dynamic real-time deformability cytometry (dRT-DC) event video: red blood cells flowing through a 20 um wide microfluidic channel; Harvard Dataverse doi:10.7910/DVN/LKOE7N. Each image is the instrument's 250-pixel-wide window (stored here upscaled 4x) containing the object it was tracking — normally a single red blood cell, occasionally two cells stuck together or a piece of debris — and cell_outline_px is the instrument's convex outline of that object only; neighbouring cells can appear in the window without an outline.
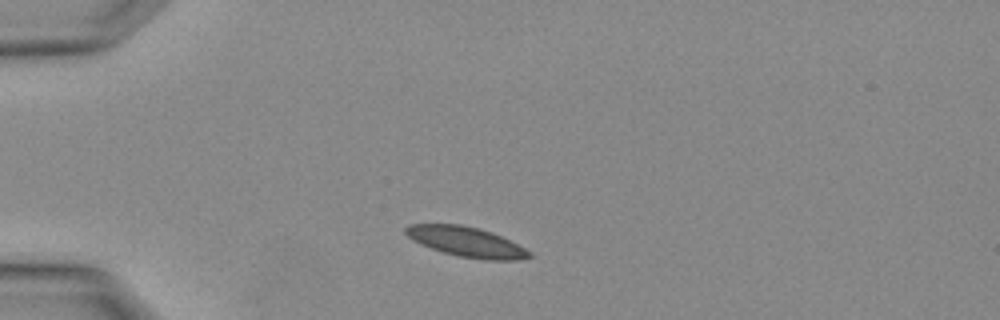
{"species": "Egyptian fruit bat (a non-hibernating species)", "species_latin": "Rousettus aegyptiacus", "temperature_condition": "warm", "stored_images_in_passage": 4, "camera_frame_rate_fps": 3000, "um_per_image_px": 0.085, "animal": {"sex": "female"}, "frame": {"image": 1, "passage_image": 4, "time_ms": 1.0, "image_size_px": [1000, 320], "cell_outline_px": [[532, 256], [520, 260], [488, 260], [460, 256], [444, 252], [432, 248], [412, 240], [404, 232], [404, 228], [408, 224], [460, 224], [492, 232], [532, 252]], "centroid_in_image_um": [39.63, 20.55], "position_along_channel_um": 45.4, "area_um2": 21.27}}